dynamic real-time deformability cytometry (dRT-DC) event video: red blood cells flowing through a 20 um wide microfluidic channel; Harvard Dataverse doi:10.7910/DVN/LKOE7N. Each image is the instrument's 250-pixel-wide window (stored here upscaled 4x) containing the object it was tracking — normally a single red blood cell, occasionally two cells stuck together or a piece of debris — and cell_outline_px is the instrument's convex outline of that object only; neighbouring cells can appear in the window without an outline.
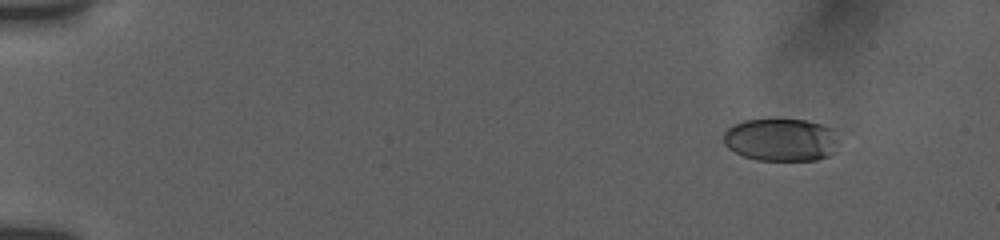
{"species": "human", "species_latin": "Homo sapiens", "temperature_condition": "room temperature", "stored_images_in_passage": 51, "camera_frame_rate_fps": 3000, "um_per_image_px": 0.085, "donor": {"sex": "female"}, "frame": {"image": 1, "passage_image": 1, "time_ms": 0.0, "image_size_px": [1000, 240], "cell_outline_px": [[836, 128], [832, 152], [828, 156], [816, 160], [756, 160], [744, 156], [728, 148], [724, 144], [724, 132], [728, 128], [744, 120], [776, 116], [804, 120], [824, 124]], "centroid_in_image_um": [66.35, 11.82], "position_along_channel_um": 18.7, "area_um2": 29.25}}
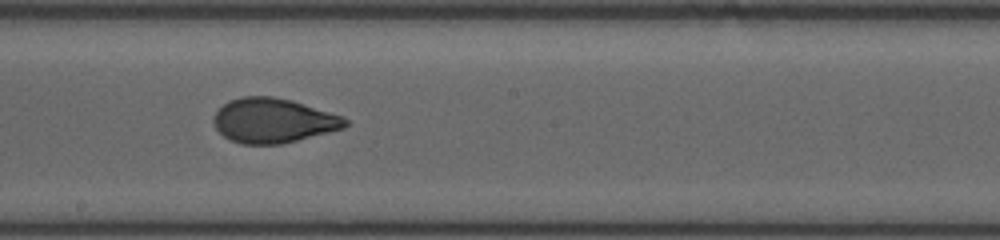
{"frame": {"image": 2, "passage_image": 28, "time_ms": 9.0, "image_size_px": [1000, 240], "cell_outline_px": [[348, 124], [344, 128], [280, 144], [240, 144], [224, 136], [216, 128], [212, 120], [212, 116], [228, 100], [240, 96], [272, 96], [292, 100], [344, 116], [348, 120]], "centroid_in_image_um": [23.21, 10.23], "position_along_channel_um": 225.0, "area_um2": 34.22}}
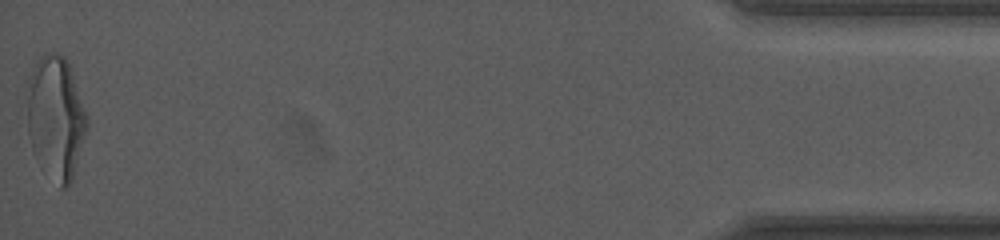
{"frame": {"image": 3, "passage_image": 51, "time_ms": 16.667, "image_size_px": [1000, 240], "cell_outline_px": [[88, 128], [72, 180], [64, 188], [60, 188], [32, 148], [28, 132], [28, 76], [32, 68], [40, 56], [48, 52], [56, 52], [64, 56], [68, 60], [88, 116]], "centroid_in_image_um": [4.77, 9.91], "position_along_channel_um": 430.4, "area_um2": 42.6}, "authors_computed_cell_mechanics": {"area_um2": 33.7552, "velocity_mm_per_s": 3.7703, "shape_relaxation_time_tau1_ms": 5.3322, "shape_relaxation_time_tau2_ms": 0.9999, "deformation_change_tau1": 0.1811, "deformation_change_tau2": 0.0642}}